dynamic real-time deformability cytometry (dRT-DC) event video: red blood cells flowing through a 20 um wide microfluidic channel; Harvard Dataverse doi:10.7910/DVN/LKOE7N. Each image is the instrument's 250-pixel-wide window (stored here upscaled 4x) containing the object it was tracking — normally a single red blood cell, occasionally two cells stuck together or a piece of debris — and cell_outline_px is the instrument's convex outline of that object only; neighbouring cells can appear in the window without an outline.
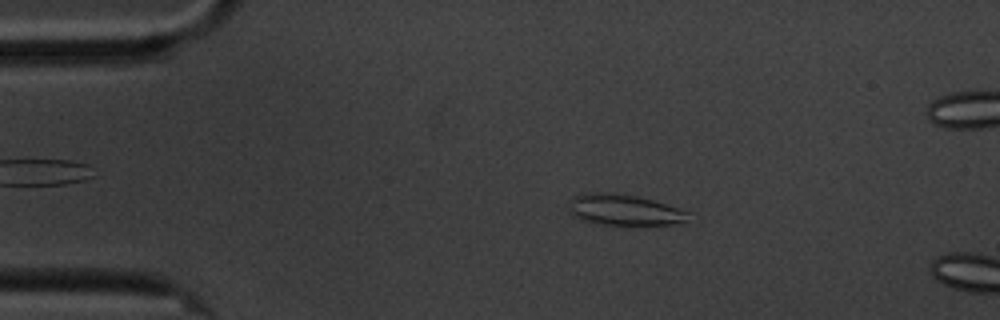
{"species": "common noctule bat (a hibernating species)", "species_latin": "Nyctalus noctula", "temperature_condition": "cold", "stored_images_in_passage": 13, "camera_frame_rate_fps": 3000, "um_per_image_px": 0.085, "animal": {"sex": "male", "body_mass_g": 20.1, "forearm_length_mm": 53.5}, "frame": {"image": 1, "passage_image": 10, "time_ms": 3.0, "image_size_px": [1000, 320], "cell_outline_px": [[692, 212], [688, 224], [600, 224], [580, 220], [572, 216], [568, 212], [568, 200], [580, 192], [612, 192], [636, 196], [652, 200]], "centroid_in_image_um": [53.04, 17.83], "position_along_channel_um": 32.0, "area_um2": 22.14}}